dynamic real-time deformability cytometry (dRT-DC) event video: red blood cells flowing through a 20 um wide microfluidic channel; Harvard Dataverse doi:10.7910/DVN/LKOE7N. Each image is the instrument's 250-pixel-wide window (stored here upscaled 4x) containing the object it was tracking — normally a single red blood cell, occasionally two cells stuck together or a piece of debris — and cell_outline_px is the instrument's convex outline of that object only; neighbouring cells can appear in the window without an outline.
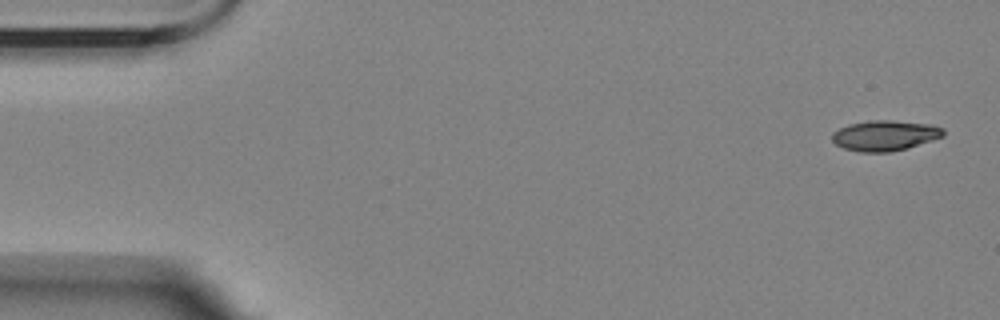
{"species": "Egyptian fruit bat (a non-hibernating species)", "species_latin": "Rousettus aegyptiacus", "temperature_condition": "room temperature", "stored_images_in_passage": 6, "segment_of_instrument_passage": [1, 2], "camera_frame_rate_fps": 3000, "um_per_image_px": 0.085, "animal": {"sex": "female"}, "frame": {"image": 1, "passage_image": 1, "time_ms": 0.0, "image_size_px": [1000, 320], "cell_outline_px": [[944, 136], [908, 148], [888, 152], [860, 152], [844, 148], [836, 144], [832, 140], [832, 132], [848, 124], [868, 120], [888, 120], [928, 124], [944, 128]], "centroid_in_image_um": [75.2, 11.52], "position_along_channel_um": 9.8, "area_um2": 19.65}}